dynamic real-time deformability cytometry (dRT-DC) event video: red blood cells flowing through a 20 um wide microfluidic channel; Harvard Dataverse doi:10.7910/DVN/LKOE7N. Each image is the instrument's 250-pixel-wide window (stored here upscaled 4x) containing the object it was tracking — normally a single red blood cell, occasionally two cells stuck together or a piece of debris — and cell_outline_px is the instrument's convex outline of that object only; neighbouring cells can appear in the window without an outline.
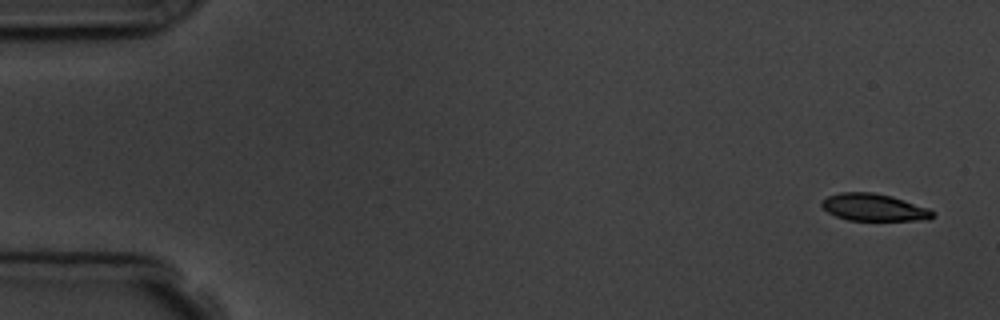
{"species": "common noctule bat (a hibernating species)", "species_latin": "Nyctalus noctula", "temperature_condition": "room temperature", "stored_images_in_passage": 5, "camera_frame_rate_fps": 3000, "um_per_image_px": 0.085, "animal": {"sex": "male", "body_mass_g": 19.5, "forearm_length_mm": 54.6}, "frame": {"image": 1, "passage_image": 1, "time_ms": 0.0, "image_size_px": [1000, 320], "cell_outline_px": [[936, 216], [928, 220], [848, 220], [836, 216], [828, 212], [820, 204], [828, 196], [840, 192], [872, 192], [892, 196], [928, 208], [936, 212]], "centroid_in_image_um": [74.32, 17.63], "position_along_channel_um": 10.7, "area_um2": 17.57}}
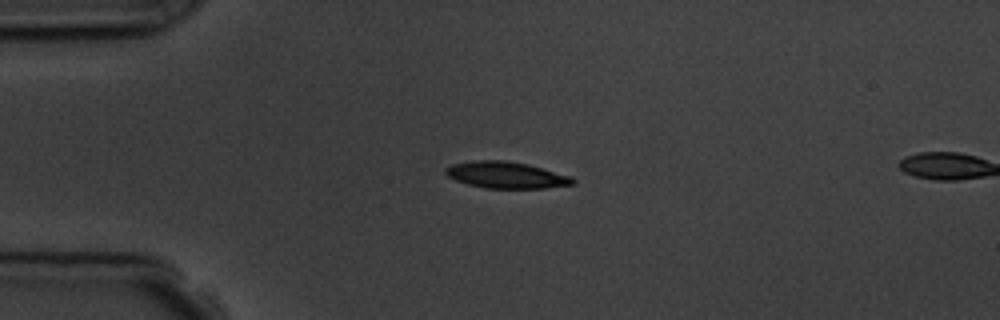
{"frame": {"image": 2, "passage_image": 4, "time_ms": 3.667, "image_size_px": [1000, 320], "cell_outline_px": [[576, 184], [544, 188], [484, 188], [468, 184], [456, 180], [448, 176], [444, 172], [444, 168], [452, 164], [476, 160], [504, 160], [528, 164], [572, 176], [576, 180]], "centroid_in_image_um": [43.04, 14.87], "position_along_channel_um": 42.0, "area_um2": 19.77}}